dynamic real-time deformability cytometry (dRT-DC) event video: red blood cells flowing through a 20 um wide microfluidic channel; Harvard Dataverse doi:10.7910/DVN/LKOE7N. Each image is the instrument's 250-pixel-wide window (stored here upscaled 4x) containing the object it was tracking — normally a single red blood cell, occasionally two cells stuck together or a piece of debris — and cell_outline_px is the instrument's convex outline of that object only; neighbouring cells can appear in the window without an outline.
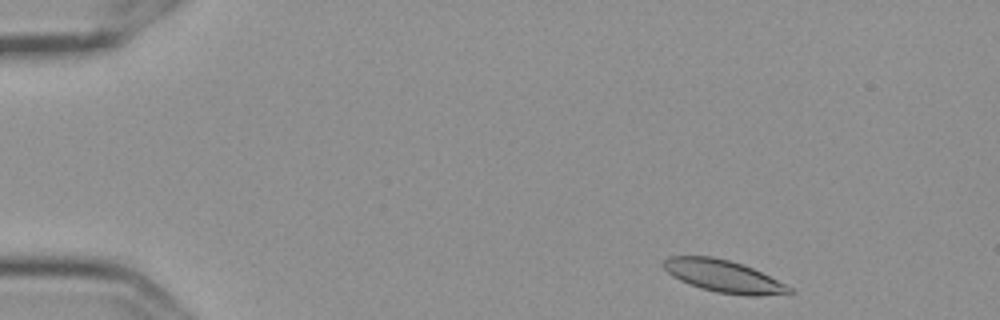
{"species": "Egyptian fruit bat (a non-hibernating species)", "species_latin": "Rousettus aegyptiacus", "temperature_condition": "cold", "stored_images_in_passage": 53, "camera_frame_rate_fps": 3000, "um_per_image_px": 0.085, "frame": {"image": 1, "passage_image": 3, "time_ms": 0.667, "image_size_px": [1000, 320], "cell_outline_px": [[796, 292], [788, 296], [748, 296], [716, 292], [700, 288], [688, 284], [672, 276], [660, 264], [668, 256], [712, 256], [744, 264], [792, 288]], "centroid_in_image_um": [61.54, 23.5], "position_along_channel_um": 23.5, "area_um2": 23.99}}
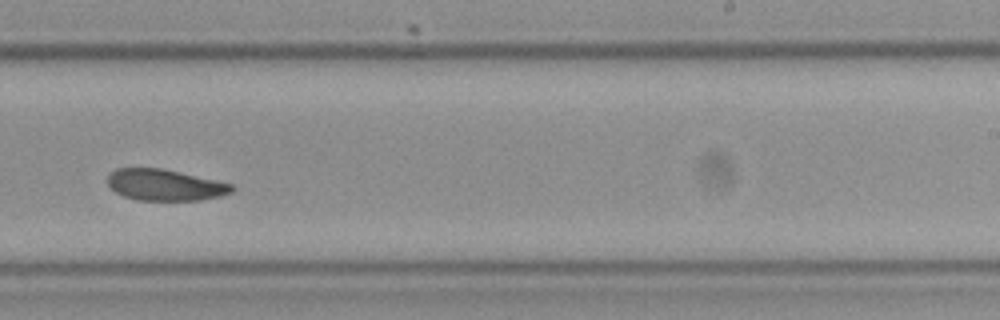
{"frame": {"image": 2, "passage_image": 32, "time_ms": 10.333, "image_size_px": [1000, 320], "cell_outline_px": [[236, 188], [232, 192], [220, 196], [200, 200], [136, 200], [124, 196], [116, 192], [108, 184], [108, 172], [116, 168], [160, 168], [232, 184]], "centroid_in_image_um": [13.99, 15.72], "position_along_channel_um": 275.0, "area_um2": 22.48}}
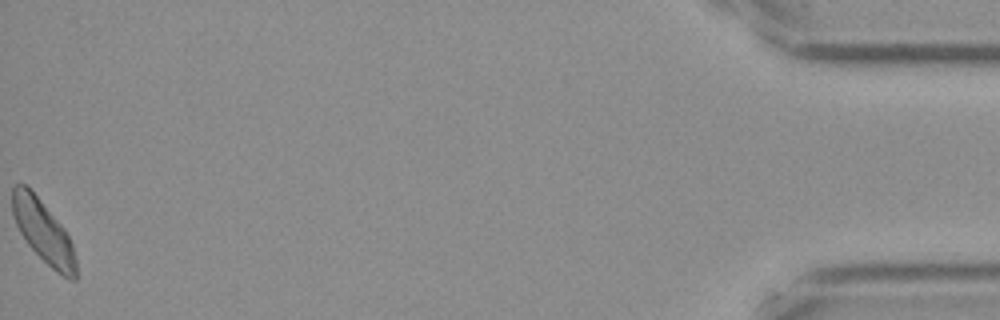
{"frame": {"image": 3, "passage_image": 53, "time_ms": 17.333, "image_size_px": [1000, 320], "cell_outline_px": [[76, 280], [68, 280], [56, 272], [28, 244], [20, 232], [12, 216], [12, 188], [16, 184], [24, 184], [40, 200], [64, 228], [72, 244], [76, 260]], "centroid_in_image_um": [3.68, 19.71], "position_along_channel_um": 431.5, "area_um2": 22.77}, "authors_computed_cell_mechanics": {"area_um2": 23.5246, "velocity_mm_per_s": 3.5456, "shape_relaxation_time_tau1_ms": null, "shape_relaxation_time_tau2_ms": 3.3145, "deformation_change_tau1": null, "deformation_change_tau2": 0.0773}}